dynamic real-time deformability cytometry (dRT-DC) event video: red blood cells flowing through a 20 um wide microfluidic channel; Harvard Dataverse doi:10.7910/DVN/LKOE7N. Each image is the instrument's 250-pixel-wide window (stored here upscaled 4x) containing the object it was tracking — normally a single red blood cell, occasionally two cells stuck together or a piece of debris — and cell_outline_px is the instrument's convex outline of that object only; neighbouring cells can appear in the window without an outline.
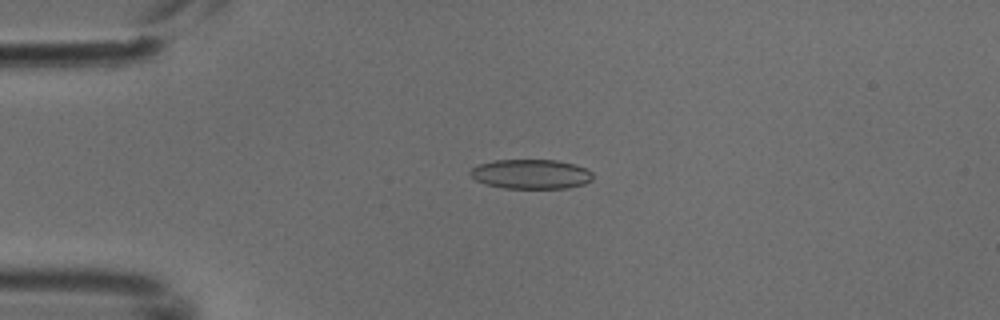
{"species": "common noctule bat (a hibernating species)", "species_latin": "Nyctalus noctula", "temperature_condition": "cold", "stored_images_in_passage": 4, "camera_frame_rate_fps": 3000, "um_per_image_px": 0.085, "animal": {"sex": "male", "body_mass_g": 18.8}, "frame": {"image": 1, "passage_image": 3, "time_ms": 0.667, "image_size_px": [1000, 320], "cell_outline_px": [[592, 180], [584, 184], [568, 188], [504, 188], [488, 184], [476, 180], [468, 172], [472, 168], [480, 164], [492, 160], [556, 160], [572, 164], [584, 168], [592, 172]], "centroid_in_image_um": [45.13, 14.8], "position_along_channel_um": 39.9, "area_um2": 20.92}}